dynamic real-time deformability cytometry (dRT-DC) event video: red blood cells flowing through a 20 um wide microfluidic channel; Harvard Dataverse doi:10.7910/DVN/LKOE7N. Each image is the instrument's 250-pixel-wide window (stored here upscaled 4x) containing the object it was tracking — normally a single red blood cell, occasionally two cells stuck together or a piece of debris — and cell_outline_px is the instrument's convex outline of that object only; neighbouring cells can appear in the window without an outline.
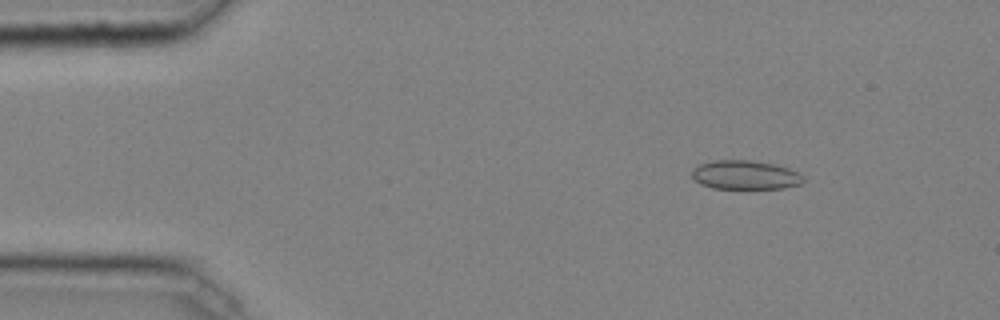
{"species": "common noctule bat (a hibernating species)", "species_latin": "Nyctalus noctula", "temperature_condition": "cold", "stored_images_in_passage": 15, "camera_frame_rate_fps": 3000, "um_per_image_px": 0.085, "animal": {"sex": "male", "body_mass_g": 20.4}, "frame": {"image": 1, "passage_image": 7, "time_ms": 2.0, "image_size_px": [1000, 320], "cell_outline_px": [[804, 180], [800, 184], [784, 188], [712, 188], [700, 184], [692, 176], [692, 168], [700, 164], [712, 160], [748, 160], [776, 164], [788, 168], [796, 172]], "centroid_in_image_um": [63.3, 14.86], "position_along_channel_um": 21.7, "area_um2": 18.67}}
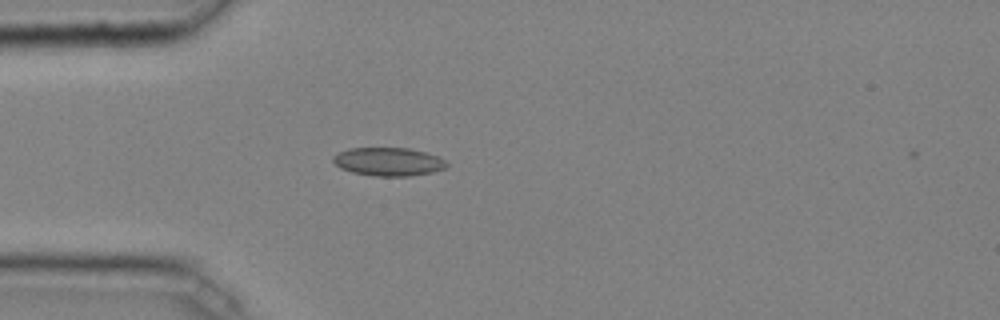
{"frame": {"image": 2, "passage_image": 14, "time_ms": 4.333, "image_size_px": [1000, 320], "cell_outline_px": [[448, 164], [444, 168], [432, 172], [408, 176], [372, 176], [352, 172], [340, 168], [332, 160], [332, 156], [348, 148], [408, 148], [440, 156]], "centroid_in_image_um": [33.0, 13.74], "position_along_channel_um": 52.0, "area_um2": 18.73}}